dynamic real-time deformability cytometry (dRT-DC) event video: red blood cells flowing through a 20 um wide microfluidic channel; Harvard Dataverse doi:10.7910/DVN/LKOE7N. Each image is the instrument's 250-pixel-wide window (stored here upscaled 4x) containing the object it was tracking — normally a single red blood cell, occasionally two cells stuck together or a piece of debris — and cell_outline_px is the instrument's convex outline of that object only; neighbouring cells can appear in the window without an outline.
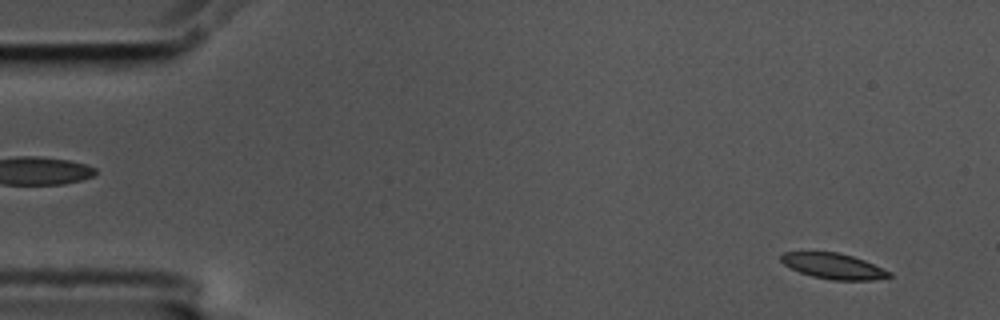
{"species": "common noctule bat (a hibernating species)", "species_latin": "Nyctalus noctula", "temperature_condition": "cold", "stored_images_in_passage": 57, "camera_frame_rate_fps": 3000, "um_per_image_px": 0.085, "animal": {"sex": "male", "body_mass_g": 17.5, "forearm_length_mm": 52.3}, "frame": {"image": 1, "passage_image": 4, "time_ms": 1.0, "image_size_px": [1000, 320], "cell_outline_px": [[892, 276], [872, 280], [832, 280], [812, 276], [800, 272], [784, 264], [780, 260], [780, 256], [784, 252], [836, 252], [852, 256], [864, 260], [892, 272]], "centroid_in_image_um": [70.86, 22.62], "position_along_channel_um": 14.1, "area_um2": 16.01}}
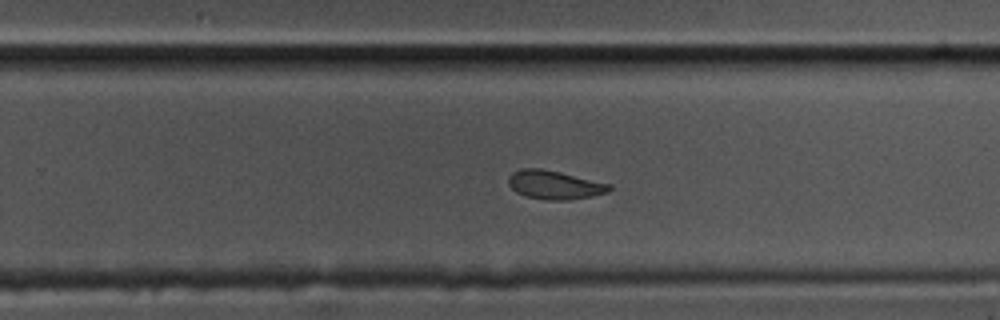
{"frame": {"image": 2, "passage_image": 36, "time_ms": 11.667, "image_size_px": [1000, 320], "cell_outline_px": [[612, 188], [608, 192], [592, 196], [568, 200], [544, 200], [524, 196], [516, 192], [508, 184], [508, 176], [512, 172], [520, 168], [540, 168], [560, 172], [612, 184]], "centroid_in_image_um": [47.12, 15.71], "position_along_channel_um": 282.7, "area_um2": 17.05}}
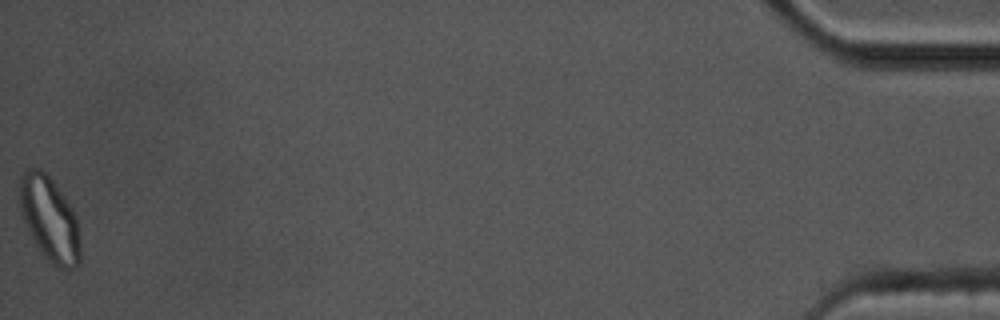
{"frame": {"image": 3, "passage_image": 57, "time_ms": 18.667, "image_size_px": [1000, 320], "cell_outline_px": [[80, 264], [76, 268], [56, 268], [44, 256], [28, 232], [20, 212], [20, 176], [28, 168], [40, 168], [52, 180], [72, 204], [76, 216], [80, 236]], "centroid_in_image_um": [4.24, 18.62], "position_along_channel_um": 431.0, "area_um2": 30.23}, "authors_computed_cell_mechanics": {"area_um2": 17.2822, "velocity_mm_per_s": 3.5348, "shape_relaxation_time_tau1_ms": 4.1693, "shape_relaxation_time_tau2_ms": null, "deformation_change_tau1": 0.1414, "deformation_change_tau2": null}}